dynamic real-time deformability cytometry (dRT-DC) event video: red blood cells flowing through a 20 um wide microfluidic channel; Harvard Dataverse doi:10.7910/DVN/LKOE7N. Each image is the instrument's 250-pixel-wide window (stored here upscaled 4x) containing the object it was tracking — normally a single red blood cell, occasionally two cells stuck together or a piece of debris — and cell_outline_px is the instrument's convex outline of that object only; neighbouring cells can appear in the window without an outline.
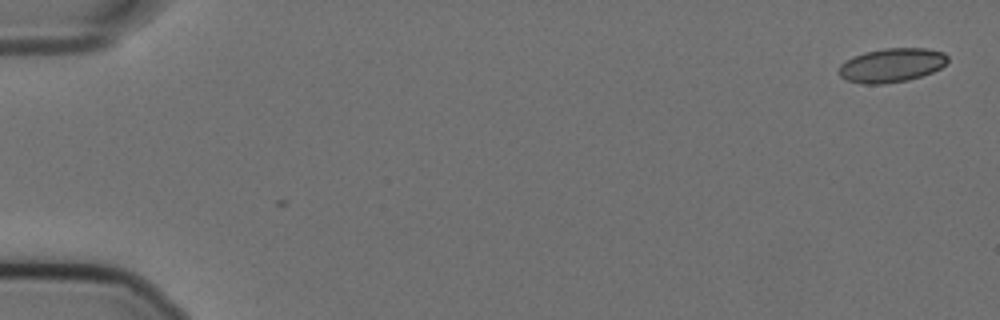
{"species": "Egyptian fruit bat (a non-hibernating species)", "species_latin": "Rousettus aegyptiacus", "temperature_condition": "cold", "stored_images_in_passage": 3, "camera_frame_rate_fps": 3000, "um_per_image_px": 0.085, "animal": {"sex": "female"}, "frame": {"image": 1, "passage_image": 1, "time_ms": 0.0, "image_size_px": [1000, 320], "cell_outline_px": [[948, 60], [940, 68], [932, 72], [908, 80], [884, 84], [860, 84], [848, 80], [840, 76], [836, 72], [840, 64], [852, 56], [864, 52], [884, 48], [924, 48], [944, 52], [948, 56]], "centroid_in_image_um": [75.74, 5.54], "position_along_channel_um": 9.3, "area_um2": 21.73}}